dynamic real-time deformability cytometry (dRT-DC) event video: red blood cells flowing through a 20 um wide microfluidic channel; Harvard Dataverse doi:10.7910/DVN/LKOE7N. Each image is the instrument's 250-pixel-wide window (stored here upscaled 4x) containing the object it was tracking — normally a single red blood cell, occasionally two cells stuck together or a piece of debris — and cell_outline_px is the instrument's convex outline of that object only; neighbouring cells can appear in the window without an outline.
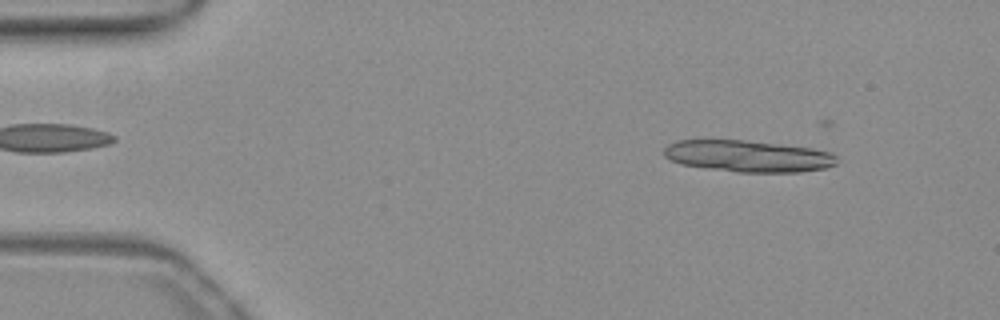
{"species": "common noctule bat (a hibernating species)", "species_latin": "Nyctalus noctula", "temperature_condition": "warm", "stored_images_in_passage": 52, "camera_frame_rate_fps": 3000, "um_per_image_px": 0.085, "animal": {"sex": "female", "body_mass_g": 19.3, "forearm_length_mm": 54.1}, "frame": {"image": 1, "passage_image": 5, "time_ms": 1.333, "image_size_px": [1000, 320], "cell_outline_px": [[836, 164], [824, 168], [800, 172], [736, 172], [680, 164], [668, 160], [664, 156], [664, 148], [668, 144], [676, 140], [744, 140], [812, 148], [832, 152], [836, 156]], "centroid_in_image_um": [63.55, 13.27], "position_along_channel_um": 21.4, "area_um2": 31.91}}
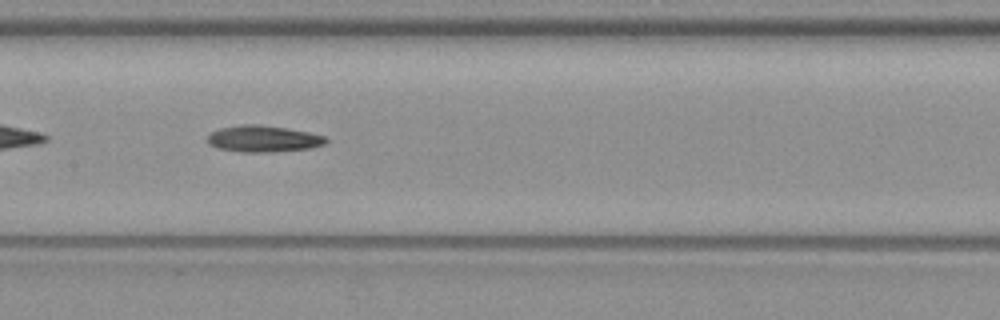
{"frame": {"image": 2, "passage_image": 25, "time_ms": 8.0, "image_size_px": [1000, 320], "cell_outline_px": [[328, 140], [324, 144], [312, 148], [272, 152], [240, 152], [216, 148], [208, 144], [208, 136], [212, 132], [220, 128], [240, 124], [256, 124], [284, 128], [308, 132], [324, 136]], "centroid_in_image_um": [22.35, 11.8], "position_along_channel_um": 185.0, "area_um2": 18.26}}
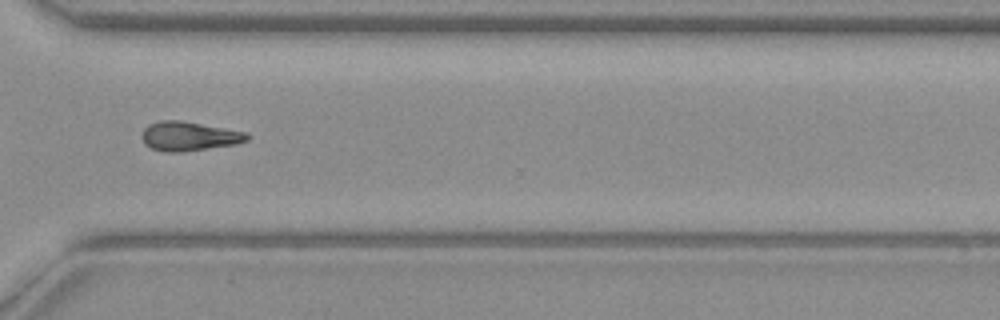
{"frame": {"image": 3, "passage_image": 38, "time_ms": 12.333, "image_size_px": [1000, 320], "cell_outline_px": [[252, 136], [248, 140], [236, 144], [184, 152], [164, 152], [152, 148], [144, 144], [140, 136], [144, 128], [148, 124], [160, 120], [180, 120], [248, 132]], "centroid_in_image_um": [16.07, 11.58], "position_along_channel_um": 354.5, "area_um2": 18.21}, "authors_computed_cell_mechanics": {"area_um2": 18.1492, "velocity_mm_per_s": 3.9239, "shape_relaxation_time_tau1_ms": 8.4263, "shape_relaxation_time_tau2_ms": 9.5537, "deformation_change_tau1": 0.1977, "deformation_change_tau2": 0.2208}}